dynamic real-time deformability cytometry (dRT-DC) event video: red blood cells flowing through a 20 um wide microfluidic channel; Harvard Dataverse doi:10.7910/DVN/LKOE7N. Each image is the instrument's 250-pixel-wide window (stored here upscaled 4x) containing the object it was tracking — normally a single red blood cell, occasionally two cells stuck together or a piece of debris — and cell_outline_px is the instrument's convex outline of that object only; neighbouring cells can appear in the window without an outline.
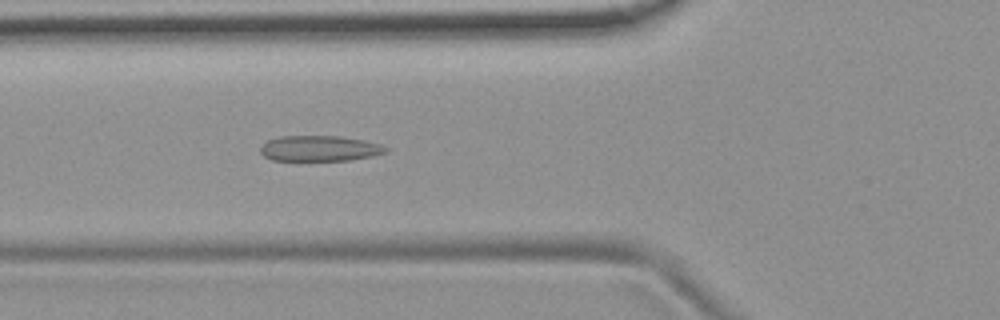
{"species": "common noctule bat (a hibernating species)", "species_latin": "Nyctalus noctula", "temperature_condition": "room temperature", "stored_images_in_passage": 6, "camera_frame_rate_fps": 3000, "um_per_image_px": 0.085, "animal": {"sex": "female", "body_mass_g": 19.9}, "frame": {"image": 1, "passage_image": 6, "time_ms": 6.0, "image_size_px": [1000, 320], "cell_outline_px": [[388, 152], [372, 156], [352, 160], [272, 160], [264, 156], [260, 152], [260, 148], [268, 140], [280, 136], [340, 136], [364, 140], [380, 144], [388, 148]], "centroid_in_image_um": [27.19, 12.61], "position_along_channel_um": 98.6, "area_um2": 18.67}}